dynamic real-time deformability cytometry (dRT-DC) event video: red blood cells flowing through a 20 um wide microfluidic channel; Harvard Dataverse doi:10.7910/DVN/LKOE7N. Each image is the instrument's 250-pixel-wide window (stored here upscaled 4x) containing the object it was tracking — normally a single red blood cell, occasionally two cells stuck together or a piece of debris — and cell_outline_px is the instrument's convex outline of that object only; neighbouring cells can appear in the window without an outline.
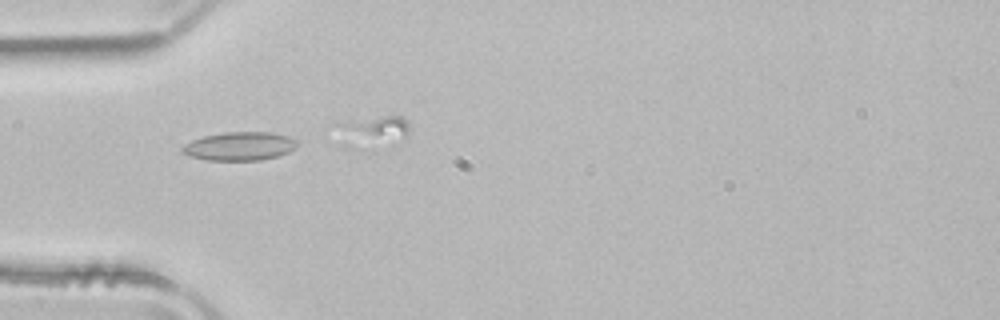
{"species": "common noctule bat (a hibernating species)", "species_latin": "Nyctalus noctula", "temperature_condition": "room temperature", "stored_images_in_passage": 22, "camera_frame_rate_fps": 3000, "um_per_image_px": 0.085, "animal": {"sex": "male", "body_mass_g": 21.5, "forearm_length_mm": 52.0}, "frame": {"image": 1, "passage_image": 13, "time_ms": 4.0, "image_size_px": [1000, 320], "cell_outline_px": [[300, 144], [296, 148], [288, 152], [276, 156], [260, 160], [208, 160], [188, 156], [180, 148], [184, 144], [192, 140], [204, 136], [224, 132], [272, 132], [288, 136], [296, 140]], "centroid_in_image_um": [20.38, 12.42], "position_along_channel_um": 64.6, "area_um2": 19.13}}
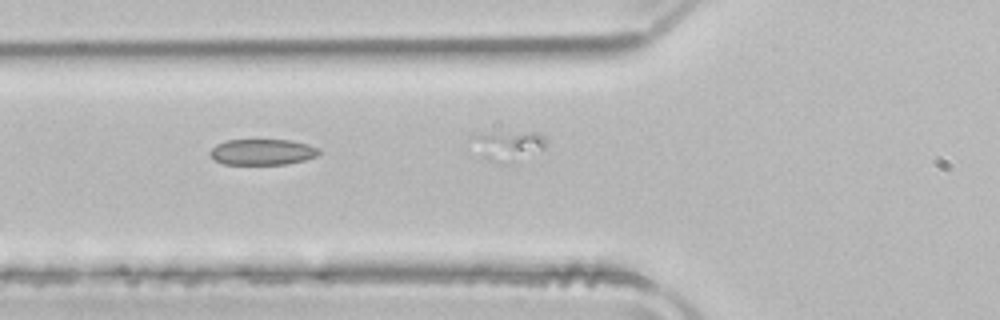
{"frame": {"image": 2, "passage_image": 16, "time_ms": 5.0, "image_size_px": [1000, 320], "cell_outline_px": [[320, 152], [316, 156], [304, 160], [284, 164], [224, 164], [216, 160], [208, 152], [216, 144], [224, 140], [292, 140], [308, 144], [320, 148]], "centroid_in_image_um": [22.31, 12.91], "position_along_channel_um": 103.5, "area_um2": 16.42}}
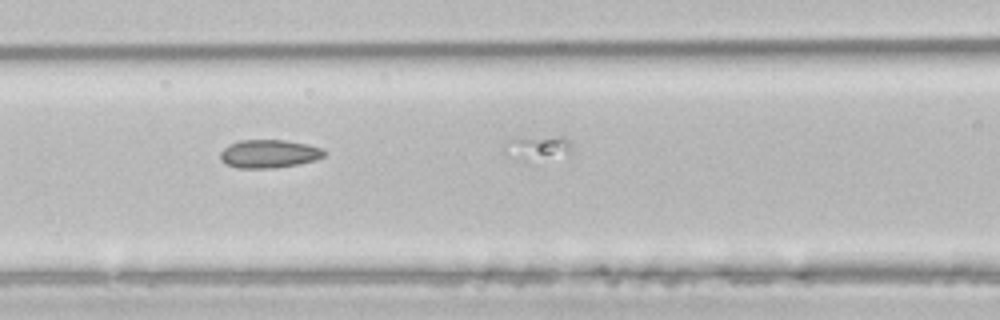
{"frame": {"image": 3, "passage_image": 19, "time_ms": 6.0, "image_size_px": [1000, 320], "cell_outline_px": [[328, 152], [324, 156], [316, 160], [300, 164], [276, 168], [236, 168], [224, 164], [220, 160], [220, 152], [224, 148], [240, 140], [284, 140], [308, 144], [324, 148]], "centroid_in_image_um": [22.9, 13.08], "position_along_channel_um": 143.7, "area_um2": 17.4}}